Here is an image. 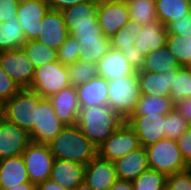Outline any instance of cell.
Masks as SVG:
<instances>
[{"instance_id": "cell-1", "label": "cell", "mask_w": 191, "mask_h": 190, "mask_svg": "<svg viewBox=\"0 0 191 190\" xmlns=\"http://www.w3.org/2000/svg\"><path fill=\"white\" fill-rule=\"evenodd\" d=\"M125 120L108 105L81 108L77 126L98 147L107 140Z\"/></svg>"}, {"instance_id": "cell-2", "label": "cell", "mask_w": 191, "mask_h": 190, "mask_svg": "<svg viewBox=\"0 0 191 190\" xmlns=\"http://www.w3.org/2000/svg\"><path fill=\"white\" fill-rule=\"evenodd\" d=\"M48 146L54 159H64L83 165H87L97 156V147L77 125L64 126Z\"/></svg>"}, {"instance_id": "cell-3", "label": "cell", "mask_w": 191, "mask_h": 190, "mask_svg": "<svg viewBox=\"0 0 191 190\" xmlns=\"http://www.w3.org/2000/svg\"><path fill=\"white\" fill-rule=\"evenodd\" d=\"M107 105L127 121L141 97L137 73L108 81Z\"/></svg>"}, {"instance_id": "cell-4", "label": "cell", "mask_w": 191, "mask_h": 190, "mask_svg": "<svg viewBox=\"0 0 191 190\" xmlns=\"http://www.w3.org/2000/svg\"><path fill=\"white\" fill-rule=\"evenodd\" d=\"M42 99L38 93L28 88L21 89L4 103L3 117L30 133L37 123V106Z\"/></svg>"}, {"instance_id": "cell-5", "label": "cell", "mask_w": 191, "mask_h": 190, "mask_svg": "<svg viewBox=\"0 0 191 190\" xmlns=\"http://www.w3.org/2000/svg\"><path fill=\"white\" fill-rule=\"evenodd\" d=\"M145 149L149 168L166 175L185 170L186 161L182 157L176 140L164 138Z\"/></svg>"}, {"instance_id": "cell-6", "label": "cell", "mask_w": 191, "mask_h": 190, "mask_svg": "<svg viewBox=\"0 0 191 190\" xmlns=\"http://www.w3.org/2000/svg\"><path fill=\"white\" fill-rule=\"evenodd\" d=\"M71 86L67 67L59 61L35 68L34 78L28 88L43 98H49L63 88Z\"/></svg>"}, {"instance_id": "cell-7", "label": "cell", "mask_w": 191, "mask_h": 190, "mask_svg": "<svg viewBox=\"0 0 191 190\" xmlns=\"http://www.w3.org/2000/svg\"><path fill=\"white\" fill-rule=\"evenodd\" d=\"M22 157L30 182L37 185L50 179L55 159L48 145L31 142Z\"/></svg>"}, {"instance_id": "cell-8", "label": "cell", "mask_w": 191, "mask_h": 190, "mask_svg": "<svg viewBox=\"0 0 191 190\" xmlns=\"http://www.w3.org/2000/svg\"><path fill=\"white\" fill-rule=\"evenodd\" d=\"M140 147L134 129L125 121L107 140L97 147V155L115 161Z\"/></svg>"}, {"instance_id": "cell-9", "label": "cell", "mask_w": 191, "mask_h": 190, "mask_svg": "<svg viewBox=\"0 0 191 190\" xmlns=\"http://www.w3.org/2000/svg\"><path fill=\"white\" fill-rule=\"evenodd\" d=\"M0 67L21 88H29L35 67L22 48L0 52Z\"/></svg>"}, {"instance_id": "cell-10", "label": "cell", "mask_w": 191, "mask_h": 190, "mask_svg": "<svg viewBox=\"0 0 191 190\" xmlns=\"http://www.w3.org/2000/svg\"><path fill=\"white\" fill-rule=\"evenodd\" d=\"M79 42V60L98 63L111 48L110 38L103 35L100 27L76 29L71 34Z\"/></svg>"}, {"instance_id": "cell-11", "label": "cell", "mask_w": 191, "mask_h": 190, "mask_svg": "<svg viewBox=\"0 0 191 190\" xmlns=\"http://www.w3.org/2000/svg\"><path fill=\"white\" fill-rule=\"evenodd\" d=\"M97 20L103 35L112 37L130 20L127 3L121 0H98Z\"/></svg>"}, {"instance_id": "cell-12", "label": "cell", "mask_w": 191, "mask_h": 190, "mask_svg": "<svg viewBox=\"0 0 191 190\" xmlns=\"http://www.w3.org/2000/svg\"><path fill=\"white\" fill-rule=\"evenodd\" d=\"M63 128L64 125L55 115L51 101L43 98L37 106V123L29 133L31 141L48 145Z\"/></svg>"}, {"instance_id": "cell-13", "label": "cell", "mask_w": 191, "mask_h": 190, "mask_svg": "<svg viewBox=\"0 0 191 190\" xmlns=\"http://www.w3.org/2000/svg\"><path fill=\"white\" fill-rule=\"evenodd\" d=\"M50 9L46 0H20L17 19L23 28L26 40H36L39 37L43 17Z\"/></svg>"}, {"instance_id": "cell-14", "label": "cell", "mask_w": 191, "mask_h": 190, "mask_svg": "<svg viewBox=\"0 0 191 190\" xmlns=\"http://www.w3.org/2000/svg\"><path fill=\"white\" fill-rule=\"evenodd\" d=\"M31 142L27 131L4 117L0 120V160L22 155Z\"/></svg>"}, {"instance_id": "cell-15", "label": "cell", "mask_w": 191, "mask_h": 190, "mask_svg": "<svg viewBox=\"0 0 191 190\" xmlns=\"http://www.w3.org/2000/svg\"><path fill=\"white\" fill-rule=\"evenodd\" d=\"M127 123L134 129L140 146L144 148L165 138V115L131 116Z\"/></svg>"}, {"instance_id": "cell-16", "label": "cell", "mask_w": 191, "mask_h": 190, "mask_svg": "<svg viewBox=\"0 0 191 190\" xmlns=\"http://www.w3.org/2000/svg\"><path fill=\"white\" fill-rule=\"evenodd\" d=\"M69 37L61 11L49 9L41 21L38 42L56 51Z\"/></svg>"}, {"instance_id": "cell-17", "label": "cell", "mask_w": 191, "mask_h": 190, "mask_svg": "<svg viewBox=\"0 0 191 190\" xmlns=\"http://www.w3.org/2000/svg\"><path fill=\"white\" fill-rule=\"evenodd\" d=\"M98 0H86L61 11L69 35L76 29L99 27Z\"/></svg>"}, {"instance_id": "cell-18", "label": "cell", "mask_w": 191, "mask_h": 190, "mask_svg": "<svg viewBox=\"0 0 191 190\" xmlns=\"http://www.w3.org/2000/svg\"><path fill=\"white\" fill-rule=\"evenodd\" d=\"M48 99L52 103L55 115L64 126L77 125L80 106L76 87L69 86L63 88Z\"/></svg>"}, {"instance_id": "cell-19", "label": "cell", "mask_w": 191, "mask_h": 190, "mask_svg": "<svg viewBox=\"0 0 191 190\" xmlns=\"http://www.w3.org/2000/svg\"><path fill=\"white\" fill-rule=\"evenodd\" d=\"M117 179L114 162L98 155L85 167L84 181L93 190H109Z\"/></svg>"}, {"instance_id": "cell-20", "label": "cell", "mask_w": 191, "mask_h": 190, "mask_svg": "<svg viewBox=\"0 0 191 190\" xmlns=\"http://www.w3.org/2000/svg\"><path fill=\"white\" fill-rule=\"evenodd\" d=\"M98 76L107 81L135 75V71L121 51L110 48L97 63Z\"/></svg>"}, {"instance_id": "cell-21", "label": "cell", "mask_w": 191, "mask_h": 190, "mask_svg": "<svg viewBox=\"0 0 191 190\" xmlns=\"http://www.w3.org/2000/svg\"><path fill=\"white\" fill-rule=\"evenodd\" d=\"M173 76H176V70L162 72L161 74L137 71L141 95L170 97Z\"/></svg>"}, {"instance_id": "cell-22", "label": "cell", "mask_w": 191, "mask_h": 190, "mask_svg": "<svg viewBox=\"0 0 191 190\" xmlns=\"http://www.w3.org/2000/svg\"><path fill=\"white\" fill-rule=\"evenodd\" d=\"M85 167L78 162L55 159L50 179L67 190H74L84 181Z\"/></svg>"}, {"instance_id": "cell-23", "label": "cell", "mask_w": 191, "mask_h": 190, "mask_svg": "<svg viewBox=\"0 0 191 190\" xmlns=\"http://www.w3.org/2000/svg\"><path fill=\"white\" fill-rule=\"evenodd\" d=\"M114 165L118 179L133 181L149 168L146 149L140 146L116 159Z\"/></svg>"}, {"instance_id": "cell-24", "label": "cell", "mask_w": 191, "mask_h": 190, "mask_svg": "<svg viewBox=\"0 0 191 190\" xmlns=\"http://www.w3.org/2000/svg\"><path fill=\"white\" fill-rule=\"evenodd\" d=\"M167 35L166 27L159 20L150 22L144 25L136 36L135 48L144 56H147L152 51L166 45Z\"/></svg>"}, {"instance_id": "cell-25", "label": "cell", "mask_w": 191, "mask_h": 190, "mask_svg": "<svg viewBox=\"0 0 191 190\" xmlns=\"http://www.w3.org/2000/svg\"><path fill=\"white\" fill-rule=\"evenodd\" d=\"M108 88V81L99 76L77 86L80 109L95 105H107Z\"/></svg>"}, {"instance_id": "cell-26", "label": "cell", "mask_w": 191, "mask_h": 190, "mask_svg": "<svg viewBox=\"0 0 191 190\" xmlns=\"http://www.w3.org/2000/svg\"><path fill=\"white\" fill-rule=\"evenodd\" d=\"M30 182L22 155L0 160V190Z\"/></svg>"}, {"instance_id": "cell-27", "label": "cell", "mask_w": 191, "mask_h": 190, "mask_svg": "<svg viewBox=\"0 0 191 190\" xmlns=\"http://www.w3.org/2000/svg\"><path fill=\"white\" fill-rule=\"evenodd\" d=\"M26 41L25 32L17 17L0 22V52L20 49Z\"/></svg>"}, {"instance_id": "cell-28", "label": "cell", "mask_w": 191, "mask_h": 190, "mask_svg": "<svg viewBox=\"0 0 191 190\" xmlns=\"http://www.w3.org/2000/svg\"><path fill=\"white\" fill-rule=\"evenodd\" d=\"M157 20L165 27L172 21L186 17L191 12L188 0H155Z\"/></svg>"}, {"instance_id": "cell-29", "label": "cell", "mask_w": 191, "mask_h": 190, "mask_svg": "<svg viewBox=\"0 0 191 190\" xmlns=\"http://www.w3.org/2000/svg\"><path fill=\"white\" fill-rule=\"evenodd\" d=\"M179 67L181 66L169 51L167 45H165L145 56L141 70L161 74L162 72L177 70Z\"/></svg>"}, {"instance_id": "cell-30", "label": "cell", "mask_w": 191, "mask_h": 190, "mask_svg": "<svg viewBox=\"0 0 191 190\" xmlns=\"http://www.w3.org/2000/svg\"><path fill=\"white\" fill-rule=\"evenodd\" d=\"M174 108L170 97L141 95L132 116L166 115Z\"/></svg>"}, {"instance_id": "cell-31", "label": "cell", "mask_w": 191, "mask_h": 190, "mask_svg": "<svg viewBox=\"0 0 191 190\" xmlns=\"http://www.w3.org/2000/svg\"><path fill=\"white\" fill-rule=\"evenodd\" d=\"M166 45L180 66L191 67V33L185 37L168 34Z\"/></svg>"}, {"instance_id": "cell-32", "label": "cell", "mask_w": 191, "mask_h": 190, "mask_svg": "<svg viewBox=\"0 0 191 190\" xmlns=\"http://www.w3.org/2000/svg\"><path fill=\"white\" fill-rule=\"evenodd\" d=\"M22 49L35 68L57 61V51L37 40L26 41Z\"/></svg>"}, {"instance_id": "cell-33", "label": "cell", "mask_w": 191, "mask_h": 190, "mask_svg": "<svg viewBox=\"0 0 191 190\" xmlns=\"http://www.w3.org/2000/svg\"><path fill=\"white\" fill-rule=\"evenodd\" d=\"M126 3L129 8L130 18L143 26L157 21L155 0H128Z\"/></svg>"}, {"instance_id": "cell-34", "label": "cell", "mask_w": 191, "mask_h": 190, "mask_svg": "<svg viewBox=\"0 0 191 190\" xmlns=\"http://www.w3.org/2000/svg\"><path fill=\"white\" fill-rule=\"evenodd\" d=\"M142 27V24L130 18L124 28H121L110 37L111 48L116 50L132 48L137 38L136 36L139 34Z\"/></svg>"}, {"instance_id": "cell-35", "label": "cell", "mask_w": 191, "mask_h": 190, "mask_svg": "<svg viewBox=\"0 0 191 190\" xmlns=\"http://www.w3.org/2000/svg\"><path fill=\"white\" fill-rule=\"evenodd\" d=\"M67 67L69 83L73 87L85 84L87 81L98 77L97 64L78 60Z\"/></svg>"}, {"instance_id": "cell-36", "label": "cell", "mask_w": 191, "mask_h": 190, "mask_svg": "<svg viewBox=\"0 0 191 190\" xmlns=\"http://www.w3.org/2000/svg\"><path fill=\"white\" fill-rule=\"evenodd\" d=\"M170 89V98L173 103L185 97H191V67L181 66L176 70Z\"/></svg>"}, {"instance_id": "cell-37", "label": "cell", "mask_w": 191, "mask_h": 190, "mask_svg": "<svg viewBox=\"0 0 191 190\" xmlns=\"http://www.w3.org/2000/svg\"><path fill=\"white\" fill-rule=\"evenodd\" d=\"M134 190H166L167 175L148 168L132 181Z\"/></svg>"}, {"instance_id": "cell-38", "label": "cell", "mask_w": 191, "mask_h": 190, "mask_svg": "<svg viewBox=\"0 0 191 190\" xmlns=\"http://www.w3.org/2000/svg\"><path fill=\"white\" fill-rule=\"evenodd\" d=\"M190 126L191 125L184 120L182 115L173 108L165 115V138L176 140Z\"/></svg>"}, {"instance_id": "cell-39", "label": "cell", "mask_w": 191, "mask_h": 190, "mask_svg": "<svg viewBox=\"0 0 191 190\" xmlns=\"http://www.w3.org/2000/svg\"><path fill=\"white\" fill-rule=\"evenodd\" d=\"M80 47L78 40L69 35L67 40L57 50V61L65 66L73 64L79 60Z\"/></svg>"}, {"instance_id": "cell-40", "label": "cell", "mask_w": 191, "mask_h": 190, "mask_svg": "<svg viewBox=\"0 0 191 190\" xmlns=\"http://www.w3.org/2000/svg\"><path fill=\"white\" fill-rule=\"evenodd\" d=\"M20 90L21 88L0 67V102L4 104Z\"/></svg>"}, {"instance_id": "cell-41", "label": "cell", "mask_w": 191, "mask_h": 190, "mask_svg": "<svg viewBox=\"0 0 191 190\" xmlns=\"http://www.w3.org/2000/svg\"><path fill=\"white\" fill-rule=\"evenodd\" d=\"M166 190H191V177L185 170L167 175Z\"/></svg>"}, {"instance_id": "cell-42", "label": "cell", "mask_w": 191, "mask_h": 190, "mask_svg": "<svg viewBox=\"0 0 191 190\" xmlns=\"http://www.w3.org/2000/svg\"><path fill=\"white\" fill-rule=\"evenodd\" d=\"M166 29L168 34H177L182 37H185L186 33H191V12L186 17L170 22Z\"/></svg>"}, {"instance_id": "cell-43", "label": "cell", "mask_w": 191, "mask_h": 190, "mask_svg": "<svg viewBox=\"0 0 191 190\" xmlns=\"http://www.w3.org/2000/svg\"><path fill=\"white\" fill-rule=\"evenodd\" d=\"M119 51L126 57L135 71H139L143 68L145 56L135 48L134 44L132 45V48L120 49Z\"/></svg>"}, {"instance_id": "cell-44", "label": "cell", "mask_w": 191, "mask_h": 190, "mask_svg": "<svg viewBox=\"0 0 191 190\" xmlns=\"http://www.w3.org/2000/svg\"><path fill=\"white\" fill-rule=\"evenodd\" d=\"M20 0H0V22L17 17V10Z\"/></svg>"}, {"instance_id": "cell-45", "label": "cell", "mask_w": 191, "mask_h": 190, "mask_svg": "<svg viewBox=\"0 0 191 190\" xmlns=\"http://www.w3.org/2000/svg\"><path fill=\"white\" fill-rule=\"evenodd\" d=\"M176 142L182 157L187 162L191 159V126L176 139Z\"/></svg>"}, {"instance_id": "cell-46", "label": "cell", "mask_w": 191, "mask_h": 190, "mask_svg": "<svg viewBox=\"0 0 191 190\" xmlns=\"http://www.w3.org/2000/svg\"><path fill=\"white\" fill-rule=\"evenodd\" d=\"M174 108L191 125V97H185L174 103Z\"/></svg>"}, {"instance_id": "cell-47", "label": "cell", "mask_w": 191, "mask_h": 190, "mask_svg": "<svg viewBox=\"0 0 191 190\" xmlns=\"http://www.w3.org/2000/svg\"><path fill=\"white\" fill-rule=\"evenodd\" d=\"M50 9L62 11L86 0H46Z\"/></svg>"}, {"instance_id": "cell-48", "label": "cell", "mask_w": 191, "mask_h": 190, "mask_svg": "<svg viewBox=\"0 0 191 190\" xmlns=\"http://www.w3.org/2000/svg\"><path fill=\"white\" fill-rule=\"evenodd\" d=\"M36 190H67L60 186L58 183L48 179L44 182L38 183L36 185Z\"/></svg>"}, {"instance_id": "cell-49", "label": "cell", "mask_w": 191, "mask_h": 190, "mask_svg": "<svg viewBox=\"0 0 191 190\" xmlns=\"http://www.w3.org/2000/svg\"><path fill=\"white\" fill-rule=\"evenodd\" d=\"M109 190H134L132 181L117 179Z\"/></svg>"}, {"instance_id": "cell-50", "label": "cell", "mask_w": 191, "mask_h": 190, "mask_svg": "<svg viewBox=\"0 0 191 190\" xmlns=\"http://www.w3.org/2000/svg\"><path fill=\"white\" fill-rule=\"evenodd\" d=\"M5 190H36V184L32 182H25Z\"/></svg>"}, {"instance_id": "cell-51", "label": "cell", "mask_w": 191, "mask_h": 190, "mask_svg": "<svg viewBox=\"0 0 191 190\" xmlns=\"http://www.w3.org/2000/svg\"><path fill=\"white\" fill-rule=\"evenodd\" d=\"M74 190H93V189L85 181H83Z\"/></svg>"}, {"instance_id": "cell-52", "label": "cell", "mask_w": 191, "mask_h": 190, "mask_svg": "<svg viewBox=\"0 0 191 190\" xmlns=\"http://www.w3.org/2000/svg\"><path fill=\"white\" fill-rule=\"evenodd\" d=\"M185 171L188 173V175L191 177V159L186 162Z\"/></svg>"}, {"instance_id": "cell-53", "label": "cell", "mask_w": 191, "mask_h": 190, "mask_svg": "<svg viewBox=\"0 0 191 190\" xmlns=\"http://www.w3.org/2000/svg\"><path fill=\"white\" fill-rule=\"evenodd\" d=\"M4 104L0 102V120L3 118Z\"/></svg>"}]
</instances>
